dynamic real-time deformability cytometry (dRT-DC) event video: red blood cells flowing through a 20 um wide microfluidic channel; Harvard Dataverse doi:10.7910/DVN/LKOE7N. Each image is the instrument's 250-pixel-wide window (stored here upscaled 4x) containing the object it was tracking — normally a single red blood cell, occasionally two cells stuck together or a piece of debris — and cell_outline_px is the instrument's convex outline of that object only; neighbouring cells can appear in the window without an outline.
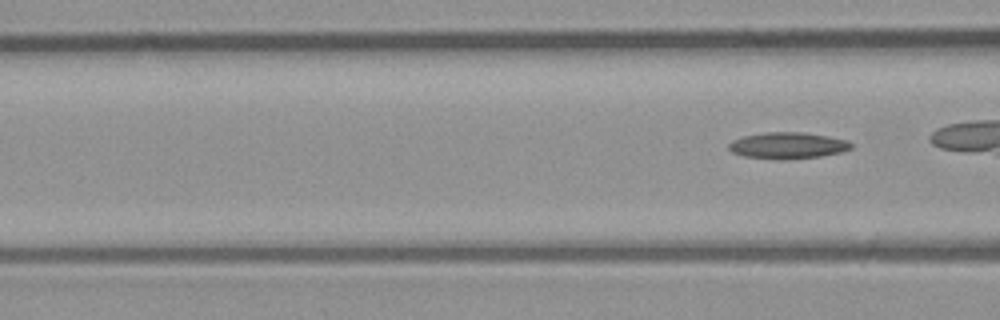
{"species": "common noctule bat (a hibernating species)", "species_latin": "Nyctalus noctula", "temperature_condition": "room temperature", "stored_images_in_passage": 3, "camera_frame_rate_fps": 3000, "um_per_image_px": 0.085, "animal": {"sex": "male", "body_mass_g": 23.1, "forearm_length_mm": 52.7}, "frame": {"image": 1, "passage_image": 3, "time_ms": 0.667, "image_size_px": [1000, 320], "cell_outline_px": [[852, 148], [840, 152], [820, 156], [784, 160], [776, 160], [744, 156], [732, 152], [728, 148], [728, 144], [732, 140], [744, 136], [764, 132], [804, 132], [828, 136], [848, 140], [852, 144]], "centroid_in_image_um": [66.94, 12.37], "position_along_channel_um": 99.7, "area_um2": 18.96}}